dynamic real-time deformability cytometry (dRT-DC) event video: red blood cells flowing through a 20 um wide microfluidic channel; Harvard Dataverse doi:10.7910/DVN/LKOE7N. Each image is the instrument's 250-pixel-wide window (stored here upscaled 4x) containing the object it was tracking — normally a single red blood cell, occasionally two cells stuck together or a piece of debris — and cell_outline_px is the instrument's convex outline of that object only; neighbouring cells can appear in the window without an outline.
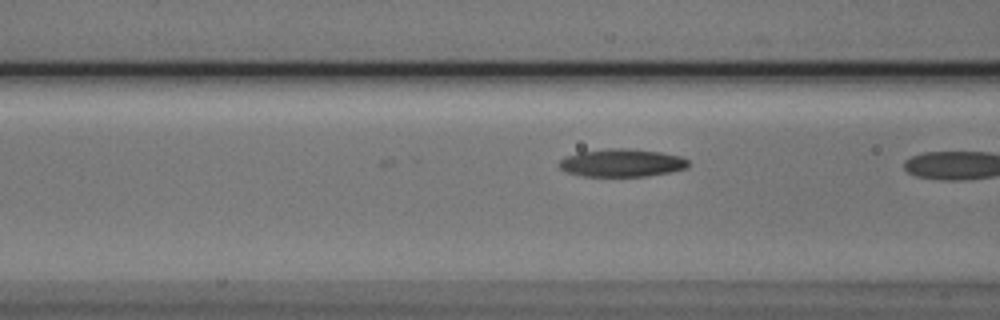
{"species": "Egyptian fruit bat (a non-hibernating species)", "species_latin": "Rousettus aegyptiacus", "temperature_condition": "cold", "stored_images_in_passage": 7, "camera_frame_rate_fps": 3000, "um_per_image_px": 0.085, "animal": {"sex": "male"}, "frame": {"image": 1, "passage_image": 7, "time_ms": 2.0, "image_size_px": [1000, 320], "cell_outline_px": [[688, 168], [668, 172], [644, 176], [584, 176], [564, 172], [556, 164], [564, 156], [580, 152], [608, 148], [628, 148], [660, 152], [680, 156], [688, 160]], "centroid_in_image_um": [52.8, 13.84], "position_along_channel_um": 113.8, "area_um2": 21.04}}